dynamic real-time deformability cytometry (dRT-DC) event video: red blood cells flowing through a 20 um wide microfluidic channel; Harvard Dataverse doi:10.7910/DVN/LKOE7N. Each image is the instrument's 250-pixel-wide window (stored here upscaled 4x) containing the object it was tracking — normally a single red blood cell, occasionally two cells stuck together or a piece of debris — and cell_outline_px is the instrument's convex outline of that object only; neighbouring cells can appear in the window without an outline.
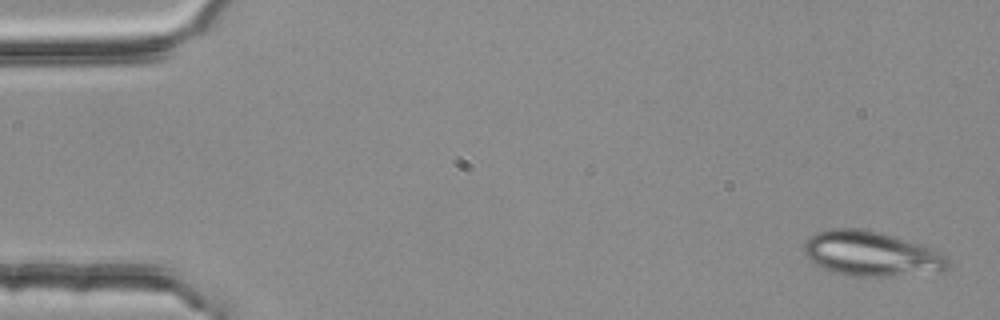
{"species": "common noctule bat (a hibernating species)", "species_latin": "Nyctalus noctula", "temperature_condition": "room temperature", "stored_images_in_passage": 5, "camera_frame_rate_fps": 3000, "um_per_image_px": 0.085, "animal": {"sex": "female", "body_mass_g": 25.1}, "frame": {"image": 1, "passage_image": 1, "time_ms": 0.0, "image_size_px": [1000, 320], "cell_outline_px": [[948, 268], [940, 272], [892, 276], [856, 276], [824, 268], [808, 260], [804, 256], [804, 240], [808, 236], [816, 232], [832, 228], [864, 228], [884, 232], [920, 244], [940, 252], [948, 256]], "centroid_in_image_um": [74.06, 21.54], "position_along_channel_um": 10.9, "area_um2": 37.92}}